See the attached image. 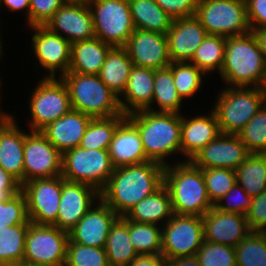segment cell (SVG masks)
Instances as JSON below:
<instances>
[{
  "mask_svg": "<svg viewBox=\"0 0 266 266\" xmlns=\"http://www.w3.org/2000/svg\"><path fill=\"white\" fill-rule=\"evenodd\" d=\"M164 184V166L148 161L114 169L100 199L118 216H125L142 199L153 194Z\"/></svg>",
  "mask_w": 266,
  "mask_h": 266,
  "instance_id": "6da1fadb",
  "label": "cell"
},
{
  "mask_svg": "<svg viewBox=\"0 0 266 266\" xmlns=\"http://www.w3.org/2000/svg\"><path fill=\"white\" fill-rule=\"evenodd\" d=\"M126 118L138 129L150 161L165 167L171 164L169 156L181 155V114L142 110Z\"/></svg>",
  "mask_w": 266,
  "mask_h": 266,
  "instance_id": "7a4b0ae2",
  "label": "cell"
},
{
  "mask_svg": "<svg viewBox=\"0 0 266 266\" xmlns=\"http://www.w3.org/2000/svg\"><path fill=\"white\" fill-rule=\"evenodd\" d=\"M164 185L169 191L174 214L204 216L212 207L202 169L190 160L164 167Z\"/></svg>",
  "mask_w": 266,
  "mask_h": 266,
  "instance_id": "3957f363",
  "label": "cell"
},
{
  "mask_svg": "<svg viewBox=\"0 0 266 266\" xmlns=\"http://www.w3.org/2000/svg\"><path fill=\"white\" fill-rule=\"evenodd\" d=\"M220 78L225 86L262 87L266 84V61L252 32L227 37Z\"/></svg>",
  "mask_w": 266,
  "mask_h": 266,
  "instance_id": "277c9868",
  "label": "cell"
},
{
  "mask_svg": "<svg viewBox=\"0 0 266 266\" xmlns=\"http://www.w3.org/2000/svg\"><path fill=\"white\" fill-rule=\"evenodd\" d=\"M67 85L71 107L92 118L119 116V97L100 79L99 75L67 72L62 77Z\"/></svg>",
  "mask_w": 266,
  "mask_h": 266,
  "instance_id": "5b68a950",
  "label": "cell"
},
{
  "mask_svg": "<svg viewBox=\"0 0 266 266\" xmlns=\"http://www.w3.org/2000/svg\"><path fill=\"white\" fill-rule=\"evenodd\" d=\"M218 94L211 110L224 134H238L266 102L262 87L226 86Z\"/></svg>",
  "mask_w": 266,
  "mask_h": 266,
  "instance_id": "8992f818",
  "label": "cell"
},
{
  "mask_svg": "<svg viewBox=\"0 0 266 266\" xmlns=\"http://www.w3.org/2000/svg\"><path fill=\"white\" fill-rule=\"evenodd\" d=\"M114 169L108 150L76 147L62 154L61 176L66 181L89 184L99 192Z\"/></svg>",
  "mask_w": 266,
  "mask_h": 266,
  "instance_id": "52a82bcc",
  "label": "cell"
},
{
  "mask_svg": "<svg viewBox=\"0 0 266 266\" xmlns=\"http://www.w3.org/2000/svg\"><path fill=\"white\" fill-rule=\"evenodd\" d=\"M36 84L27 101L31 112L30 131H41L72 109L69 91L62 78L42 77Z\"/></svg>",
  "mask_w": 266,
  "mask_h": 266,
  "instance_id": "ba28073f",
  "label": "cell"
},
{
  "mask_svg": "<svg viewBox=\"0 0 266 266\" xmlns=\"http://www.w3.org/2000/svg\"><path fill=\"white\" fill-rule=\"evenodd\" d=\"M95 37L113 47H124L135 31L129 0H88Z\"/></svg>",
  "mask_w": 266,
  "mask_h": 266,
  "instance_id": "9c48e42d",
  "label": "cell"
},
{
  "mask_svg": "<svg viewBox=\"0 0 266 266\" xmlns=\"http://www.w3.org/2000/svg\"><path fill=\"white\" fill-rule=\"evenodd\" d=\"M195 16L209 35L227 38L251 32L246 3L241 0H199Z\"/></svg>",
  "mask_w": 266,
  "mask_h": 266,
  "instance_id": "30bf717a",
  "label": "cell"
},
{
  "mask_svg": "<svg viewBox=\"0 0 266 266\" xmlns=\"http://www.w3.org/2000/svg\"><path fill=\"white\" fill-rule=\"evenodd\" d=\"M69 234L53 225L29 224L25 239V266H64Z\"/></svg>",
  "mask_w": 266,
  "mask_h": 266,
  "instance_id": "8fae6325",
  "label": "cell"
},
{
  "mask_svg": "<svg viewBox=\"0 0 266 266\" xmlns=\"http://www.w3.org/2000/svg\"><path fill=\"white\" fill-rule=\"evenodd\" d=\"M204 242L202 217L173 214L162 226V251L165 259L192 256Z\"/></svg>",
  "mask_w": 266,
  "mask_h": 266,
  "instance_id": "7c38bea8",
  "label": "cell"
},
{
  "mask_svg": "<svg viewBox=\"0 0 266 266\" xmlns=\"http://www.w3.org/2000/svg\"><path fill=\"white\" fill-rule=\"evenodd\" d=\"M62 176L27 181L21 191L26 198L27 215L31 223L53 225L58 216Z\"/></svg>",
  "mask_w": 266,
  "mask_h": 266,
  "instance_id": "4fadbf2b",
  "label": "cell"
},
{
  "mask_svg": "<svg viewBox=\"0 0 266 266\" xmlns=\"http://www.w3.org/2000/svg\"><path fill=\"white\" fill-rule=\"evenodd\" d=\"M32 32L31 48L35 55V60L39 64H34L35 69L41 67L45 69L46 75L43 77L61 78L69 70L71 43L64 37L48 30L45 26H31ZM39 65V66H38ZM59 71V75L58 74Z\"/></svg>",
  "mask_w": 266,
  "mask_h": 266,
  "instance_id": "5bb4252c",
  "label": "cell"
},
{
  "mask_svg": "<svg viewBox=\"0 0 266 266\" xmlns=\"http://www.w3.org/2000/svg\"><path fill=\"white\" fill-rule=\"evenodd\" d=\"M24 144V183L62 174V153L41 133L28 131Z\"/></svg>",
  "mask_w": 266,
  "mask_h": 266,
  "instance_id": "9a60e30c",
  "label": "cell"
},
{
  "mask_svg": "<svg viewBox=\"0 0 266 266\" xmlns=\"http://www.w3.org/2000/svg\"><path fill=\"white\" fill-rule=\"evenodd\" d=\"M99 199L100 192L95 187L62 177L58 216L53 226L68 233Z\"/></svg>",
  "mask_w": 266,
  "mask_h": 266,
  "instance_id": "2e32d148",
  "label": "cell"
},
{
  "mask_svg": "<svg viewBox=\"0 0 266 266\" xmlns=\"http://www.w3.org/2000/svg\"><path fill=\"white\" fill-rule=\"evenodd\" d=\"M250 154L238 134L221 133L198 151L190 161L200 169L236 170Z\"/></svg>",
  "mask_w": 266,
  "mask_h": 266,
  "instance_id": "e0dca14e",
  "label": "cell"
},
{
  "mask_svg": "<svg viewBox=\"0 0 266 266\" xmlns=\"http://www.w3.org/2000/svg\"><path fill=\"white\" fill-rule=\"evenodd\" d=\"M44 26L71 44L95 38L92 14L87 2L64 3Z\"/></svg>",
  "mask_w": 266,
  "mask_h": 266,
  "instance_id": "ac0fdd59",
  "label": "cell"
},
{
  "mask_svg": "<svg viewBox=\"0 0 266 266\" xmlns=\"http://www.w3.org/2000/svg\"><path fill=\"white\" fill-rule=\"evenodd\" d=\"M124 48L136 67L161 69L172 63L167 37L159 32L135 29Z\"/></svg>",
  "mask_w": 266,
  "mask_h": 266,
  "instance_id": "d6986e66",
  "label": "cell"
},
{
  "mask_svg": "<svg viewBox=\"0 0 266 266\" xmlns=\"http://www.w3.org/2000/svg\"><path fill=\"white\" fill-rule=\"evenodd\" d=\"M119 216L101 199L68 232L69 241L104 248L110 228Z\"/></svg>",
  "mask_w": 266,
  "mask_h": 266,
  "instance_id": "ffe728a7",
  "label": "cell"
},
{
  "mask_svg": "<svg viewBox=\"0 0 266 266\" xmlns=\"http://www.w3.org/2000/svg\"><path fill=\"white\" fill-rule=\"evenodd\" d=\"M204 226V240L235 247L250 233L245 215L239 213L222 212L214 206L202 216Z\"/></svg>",
  "mask_w": 266,
  "mask_h": 266,
  "instance_id": "44dd1931",
  "label": "cell"
},
{
  "mask_svg": "<svg viewBox=\"0 0 266 266\" xmlns=\"http://www.w3.org/2000/svg\"><path fill=\"white\" fill-rule=\"evenodd\" d=\"M206 36L207 32L196 16L174 19L166 34L171 62H190Z\"/></svg>",
  "mask_w": 266,
  "mask_h": 266,
  "instance_id": "7402d4cb",
  "label": "cell"
},
{
  "mask_svg": "<svg viewBox=\"0 0 266 266\" xmlns=\"http://www.w3.org/2000/svg\"><path fill=\"white\" fill-rule=\"evenodd\" d=\"M189 118V119H188ZM221 134L215 113L185 117L181 114V155L184 161L194 155Z\"/></svg>",
  "mask_w": 266,
  "mask_h": 266,
  "instance_id": "603a6c76",
  "label": "cell"
},
{
  "mask_svg": "<svg viewBox=\"0 0 266 266\" xmlns=\"http://www.w3.org/2000/svg\"><path fill=\"white\" fill-rule=\"evenodd\" d=\"M108 153L115 168L150 161L146 157L138 129L127 118L114 132Z\"/></svg>",
  "mask_w": 266,
  "mask_h": 266,
  "instance_id": "cb8c5ba5",
  "label": "cell"
},
{
  "mask_svg": "<svg viewBox=\"0 0 266 266\" xmlns=\"http://www.w3.org/2000/svg\"><path fill=\"white\" fill-rule=\"evenodd\" d=\"M92 117L71 109L65 115L48 124L41 133L63 154L79 147Z\"/></svg>",
  "mask_w": 266,
  "mask_h": 266,
  "instance_id": "d4e9b609",
  "label": "cell"
},
{
  "mask_svg": "<svg viewBox=\"0 0 266 266\" xmlns=\"http://www.w3.org/2000/svg\"><path fill=\"white\" fill-rule=\"evenodd\" d=\"M155 69L133 66L125 91L119 97L122 113L129 114L152 107Z\"/></svg>",
  "mask_w": 266,
  "mask_h": 266,
  "instance_id": "484cf974",
  "label": "cell"
},
{
  "mask_svg": "<svg viewBox=\"0 0 266 266\" xmlns=\"http://www.w3.org/2000/svg\"><path fill=\"white\" fill-rule=\"evenodd\" d=\"M15 119L0 134V166L21 185L24 183V144L27 130L23 131Z\"/></svg>",
  "mask_w": 266,
  "mask_h": 266,
  "instance_id": "4316f807",
  "label": "cell"
},
{
  "mask_svg": "<svg viewBox=\"0 0 266 266\" xmlns=\"http://www.w3.org/2000/svg\"><path fill=\"white\" fill-rule=\"evenodd\" d=\"M112 48L113 46L96 37L72 43L68 72L99 75Z\"/></svg>",
  "mask_w": 266,
  "mask_h": 266,
  "instance_id": "83f0119b",
  "label": "cell"
},
{
  "mask_svg": "<svg viewBox=\"0 0 266 266\" xmlns=\"http://www.w3.org/2000/svg\"><path fill=\"white\" fill-rule=\"evenodd\" d=\"M173 214L170 194L163 184L132 207L124 217L133 222L163 226Z\"/></svg>",
  "mask_w": 266,
  "mask_h": 266,
  "instance_id": "f1b7e54d",
  "label": "cell"
},
{
  "mask_svg": "<svg viewBox=\"0 0 266 266\" xmlns=\"http://www.w3.org/2000/svg\"><path fill=\"white\" fill-rule=\"evenodd\" d=\"M110 266H127L138 254L129 237V220L119 216L112 224L104 246Z\"/></svg>",
  "mask_w": 266,
  "mask_h": 266,
  "instance_id": "f546056e",
  "label": "cell"
},
{
  "mask_svg": "<svg viewBox=\"0 0 266 266\" xmlns=\"http://www.w3.org/2000/svg\"><path fill=\"white\" fill-rule=\"evenodd\" d=\"M133 67L128 52L124 47H113L101 68L100 79L118 97L126 89L128 77Z\"/></svg>",
  "mask_w": 266,
  "mask_h": 266,
  "instance_id": "4dcf8cb0",
  "label": "cell"
},
{
  "mask_svg": "<svg viewBox=\"0 0 266 266\" xmlns=\"http://www.w3.org/2000/svg\"><path fill=\"white\" fill-rule=\"evenodd\" d=\"M135 29L167 34L173 20L155 0H129Z\"/></svg>",
  "mask_w": 266,
  "mask_h": 266,
  "instance_id": "1f68e13d",
  "label": "cell"
},
{
  "mask_svg": "<svg viewBox=\"0 0 266 266\" xmlns=\"http://www.w3.org/2000/svg\"><path fill=\"white\" fill-rule=\"evenodd\" d=\"M184 101L179 96L173 79L171 68L155 69L152 107L148 110L155 112H173L182 114L180 111ZM156 104L159 109H155Z\"/></svg>",
  "mask_w": 266,
  "mask_h": 266,
  "instance_id": "d6a6232c",
  "label": "cell"
},
{
  "mask_svg": "<svg viewBox=\"0 0 266 266\" xmlns=\"http://www.w3.org/2000/svg\"><path fill=\"white\" fill-rule=\"evenodd\" d=\"M236 183L255 197L266 190V155L251 153L235 170Z\"/></svg>",
  "mask_w": 266,
  "mask_h": 266,
  "instance_id": "836d02e7",
  "label": "cell"
},
{
  "mask_svg": "<svg viewBox=\"0 0 266 266\" xmlns=\"http://www.w3.org/2000/svg\"><path fill=\"white\" fill-rule=\"evenodd\" d=\"M29 224H16L0 229V266L23 264Z\"/></svg>",
  "mask_w": 266,
  "mask_h": 266,
  "instance_id": "e575fe53",
  "label": "cell"
},
{
  "mask_svg": "<svg viewBox=\"0 0 266 266\" xmlns=\"http://www.w3.org/2000/svg\"><path fill=\"white\" fill-rule=\"evenodd\" d=\"M226 37L209 35L198 46L190 63L196 65L207 77L208 73L221 72L224 62Z\"/></svg>",
  "mask_w": 266,
  "mask_h": 266,
  "instance_id": "d590c367",
  "label": "cell"
},
{
  "mask_svg": "<svg viewBox=\"0 0 266 266\" xmlns=\"http://www.w3.org/2000/svg\"><path fill=\"white\" fill-rule=\"evenodd\" d=\"M126 118L124 114L107 118H92L79 147L85 149L108 150L114 132Z\"/></svg>",
  "mask_w": 266,
  "mask_h": 266,
  "instance_id": "8d00e7d4",
  "label": "cell"
},
{
  "mask_svg": "<svg viewBox=\"0 0 266 266\" xmlns=\"http://www.w3.org/2000/svg\"><path fill=\"white\" fill-rule=\"evenodd\" d=\"M129 237L138 255H160L162 226L129 220Z\"/></svg>",
  "mask_w": 266,
  "mask_h": 266,
  "instance_id": "74e56055",
  "label": "cell"
},
{
  "mask_svg": "<svg viewBox=\"0 0 266 266\" xmlns=\"http://www.w3.org/2000/svg\"><path fill=\"white\" fill-rule=\"evenodd\" d=\"M169 67L173 72L175 88L184 99L192 98L203 87V77L206 75L196 65L190 62H172Z\"/></svg>",
  "mask_w": 266,
  "mask_h": 266,
  "instance_id": "f35d334b",
  "label": "cell"
},
{
  "mask_svg": "<svg viewBox=\"0 0 266 266\" xmlns=\"http://www.w3.org/2000/svg\"><path fill=\"white\" fill-rule=\"evenodd\" d=\"M235 251L236 266H266V232H251Z\"/></svg>",
  "mask_w": 266,
  "mask_h": 266,
  "instance_id": "ab89813d",
  "label": "cell"
},
{
  "mask_svg": "<svg viewBox=\"0 0 266 266\" xmlns=\"http://www.w3.org/2000/svg\"><path fill=\"white\" fill-rule=\"evenodd\" d=\"M250 153H266V102L238 133Z\"/></svg>",
  "mask_w": 266,
  "mask_h": 266,
  "instance_id": "60d3db41",
  "label": "cell"
},
{
  "mask_svg": "<svg viewBox=\"0 0 266 266\" xmlns=\"http://www.w3.org/2000/svg\"><path fill=\"white\" fill-rule=\"evenodd\" d=\"M207 195L214 206L236 183L235 170L228 168L202 169Z\"/></svg>",
  "mask_w": 266,
  "mask_h": 266,
  "instance_id": "b9f144b4",
  "label": "cell"
},
{
  "mask_svg": "<svg viewBox=\"0 0 266 266\" xmlns=\"http://www.w3.org/2000/svg\"><path fill=\"white\" fill-rule=\"evenodd\" d=\"M64 266H110L104 248L68 242Z\"/></svg>",
  "mask_w": 266,
  "mask_h": 266,
  "instance_id": "7bdbcfd3",
  "label": "cell"
},
{
  "mask_svg": "<svg viewBox=\"0 0 266 266\" xmlns=\"http://www.w3.org/2000/svg\"><path fill=\"white\" fill-rule=\"evenodd\" d=\"M200 266H236L235 247L203 242L195 254Z\"/></svg>",
  "mask_w": 266,
  "mask_h": 266,
  "instance_id": "ee69618b",
  "label": "cell"
},
{
  "mask_svg": "<svg viewBox=\"0 0 266 266\" xmlns=\"http://www.w3.org/2000/svg\"><path fill=\"white\" fill-rule=\"evenodd\" d=\"M26 198L22 191L6 202H0V229L16 224H30Z\"/></svg>",
  "mask_w": 266,
  "mask_h": 266,
  "instance_id": "f6af8a7d",
  "label": "cell"
},
{
  "mask_svg": "<svg viewBox=\"0 0 266 266\" xmlns=\"http://www.w3.org/2000/svg\"><path fill=\"white\" fill-rule=\"evenodd\" d=\"M252 197L237 183L225 194L214 207L222 212L246 215L250 208Z\"/></svg>",
  "mask_w": 266,
  "mask_h": 266,
  "instance_id": "bcb514c9",
  "label": "cell"
},
{
  "mask_svg": "<svg viewBox=\"0 0 266 266\" xmlns=\"http://www.w3.org/2000/svg\"><path fill=\"white\" fill-rule=\"evenodd\" d=\"M64 3V0H30L29 27L44 26Z\"/></svg>",
  "mask_w": 266,
  "mask_h": 266,
  "instance_id": "7dc6e473",
  "label": "cell"
},
{
  "mask_svg": "<svg viewBox=\"0 0 266 266\" xmlns=\"http://www.w3.org/2000/svg\"><path fill=\"white\" fill-rule=\"evenodd\" d=\"M245 216L251 232H266V190L252 197L250 208Z\"/></svg>",
  "mask_w": 266,
  "mask_h": 266,
  "instance_id": "c3c4849f",
  "label": "cell"
},
{
  "mask_svg": "<svg viewBox=\"0 0 266 266\" xmlns=\"http://www.w3.org/2000/svg\"><path fill=\"white\" fill-rule=\"evenodd\" d=\"M155 2L172 19H179L195 16L199 0H155Z\"/></svg>",
  "mask_w": 266,
  "mask_h": 266,
  "instance_id": "681fc988",
  "label": "cell"
},
{
  "mask_svg": "<svg viewBox=\"0 0 266 266\" xmlns=\"http://www.w3.org/2000/svg\"><path fill=\"white\" fill-rule=\"evenodd\" d=\"M247 18L251 29H266V0H248Z\"/></svg>",
  "mask_w": 266,
  "mask_h": 266,
  "instance_id": "f907efd6",
  "label": "cell"
},
{
  "mask_svg": "<svg viewBox=\"0 0 266 266\" xmlns=\"http://www.w3.org/2000/svg\"><path fill=\"white\" fill-rule=\"evenodd\" d=\"M165 258L160 255H138L127 266H164Z\"/></svg>",
  "mask_w": 266,
  "mask_h": 266,
  "instance_id": "816d5d0a",
  "label": "cell"
},
{
  "mask_svg": "<svg viewBox=\"0 0 266 266\" xmlns=\"http://www.w3.org/2000/svg\"><path fill=\"white\" fill-rule=\"evenodd\" d=\"M8 11L17 12V11H24L26 17V24L29 27V11H30V0H2L1 2Z\"/></svg>",
  "mask_w": 266,
  "mask_h": 266,
  "instance_id": "f5cc1de1",
  "label": "cell"
},
{
  "mask_svg": "<svg viewBox=\"0 0 266 266\" xmlns=\"http://www.w3.org/2000/svg\"><path fill=\"white\" fill-rule=\"evenodd\" d=\"M21 183L0 166V189H21Z\"/></svg>",
  "mask_w": 266,
  "mask_h": 266,
  "instance_id": "db71d44e",
  "label": "cell"
},
{
  "mask_svg": "<svg viewBox=\"0 0 266 266\" xmlns=\"http://www.w3.org/2000/svg\"><path fill=\"white\" fill-rule=\"evenodd\" d=\"M164 266H200L195 255L166 259Z\"/></svg>",
  "mask_w": 266,
  "mask_h": 266,
  "instance_id": "11a10c76",
  "label": "cell"
},
{
  "mask_svg": "<svg viewBox=\"0 0 266 266\" xmlns=\"http://www.w3.org/2000/svg\"><path fill=\"white\" fill-rule=\"evenodd\" d=\"M251 32L253 33L260 51L262 52L266 61V29H251Z\"/></svg>",
  "mask_w": 266,
  "mask_h": 266,
  "instance_id": "9f6ffc18",
  "label": "cell"
},
{
  "mask_svg": "<svg viewBox=\"0 0 266 266\" xmlns=\"http://www.w3.org/2000/svg\"><path fill=\"white\" fill-rule=\"evenodd\" d=\"M15 117L16 116L13 117V114L11 115L0 109V134L15 119Z\"/></svg>",
  "mask_w": 266,
  "mask_h": 266,
  "instance_id": "6f0895ef",
  "label": "cell"
},
{
  "mask_svg": "<svg viewBox=\"0 0 266 266\" xmlns=\"http://www.w3.org/2000/svg\"><path fill=\"white\" fill-rule=\"evenodd\" d=\"M20 191L21 189H0V202H6Z\"/></svg>",
  "mask_w": 266,
  "mask_h": 266,
  "instance_id": "680465c9",
  "label": "cell"
},
{
  "mask_svg": "<svg viewBox=\"0 0 266 266\" xmlns=\"http://www.w3.org/2000/svg\"><path fill=\"white\" fill-rule=\"evenodd\" d=\"M1 40H2V38H1V33H0V59H1V57L3 56V47H4V46L2 45L4 41H3V40L1 41ZM0 61H1V60H0Z\"/></svg>",
  "mask_w": 266,
  "mask_h": 266,
  "instance_id": "91938a15",
  "label": "cell"
},
{
  "mask_svg": "<svg viewBox=\"0 0 266 266\" xmlns=\"http://www.w3.org/2000/svg\"><path fill=\"white\" fill-rule=\"evenodd\" d=\"M64 1L70 3H82V2H87L88 0H64Z\"/></svg>",
  "mask_w": 266,
  "mask_h": 266,
  "instance_id": "94428289",
  "label": "cell"
},
{
  "mask_svg": "<svg viewBox=\"0 0 266 266\" xmlns=\"http://www.w3.org/2000/svg\"><path fill=\"white\" fill-rule=\"evenodd\" d=\"M1 77V76H0ZM2 80H1V78H0V95L2 94L1 93V87H2V82H1ZM0 99H1V97H0ZM1 105V104H0ZM0 109H1V106H0Z\"/></svg>",
  "mask_w": 266,
  "mask_h": 266,
  "instance_id": "6125c7cd",
  "label": "cell"
}]
</instances>
